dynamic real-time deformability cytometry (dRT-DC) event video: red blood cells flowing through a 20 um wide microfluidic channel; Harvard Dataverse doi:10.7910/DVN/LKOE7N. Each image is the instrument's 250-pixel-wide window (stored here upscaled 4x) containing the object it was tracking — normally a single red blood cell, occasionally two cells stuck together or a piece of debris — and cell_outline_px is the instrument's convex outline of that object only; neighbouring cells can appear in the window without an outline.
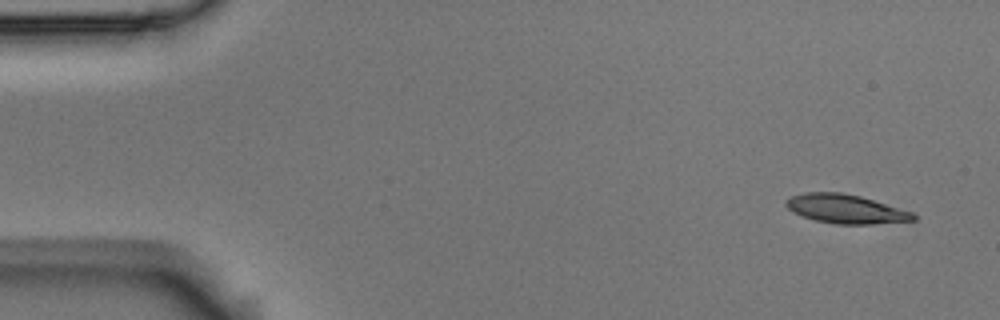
{"species": "Egyptian fruit bat (a non-hibernating species)", "species_latin": "Rousettus aegyptiacus", "temperature_condition": "room temperature", "stored_images_in_passage": 5, "camera_frame_rate_fps": 3000, "um_per_image_px": 0.085, "animal": {"sex": "male"}, "frame": {"image": 1, "passage_image": 1, "time_ms": 0.0, "image_size_px": [1000, 320], "cell_outline_px": [[916, 220], [872, 224], [836, 224], [816, 220], [792, 212], [784, 204], [784, 200], [792, 196], [804, 192], [840, 192], [860, 196], [912, 212], [916, 216]], "centroid_in_image_um": [71.85, 17.75], "position_along_channel_um": 13.1, "area_um2": 21.33}}
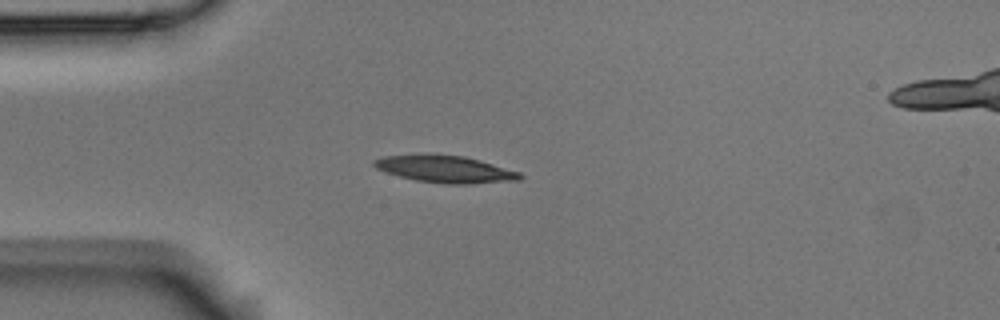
{"frame": {"image": 2, "passage_image": 4, "time_ms": 1.0, "image_size_px": [1000, 320], "cell_outline_px": [[524, 176], [520, 180], [468, 184], [444, 184], [416, 180], [384, 172], [376, 168], [372, 164], [372, 160], [384, 156], [464, 156], [480, 160], [520, 172]], "centroid_in_image_um": [37.89, 14.41], "position_along_channel_um": 47.1, "area_um2": 22.43}}